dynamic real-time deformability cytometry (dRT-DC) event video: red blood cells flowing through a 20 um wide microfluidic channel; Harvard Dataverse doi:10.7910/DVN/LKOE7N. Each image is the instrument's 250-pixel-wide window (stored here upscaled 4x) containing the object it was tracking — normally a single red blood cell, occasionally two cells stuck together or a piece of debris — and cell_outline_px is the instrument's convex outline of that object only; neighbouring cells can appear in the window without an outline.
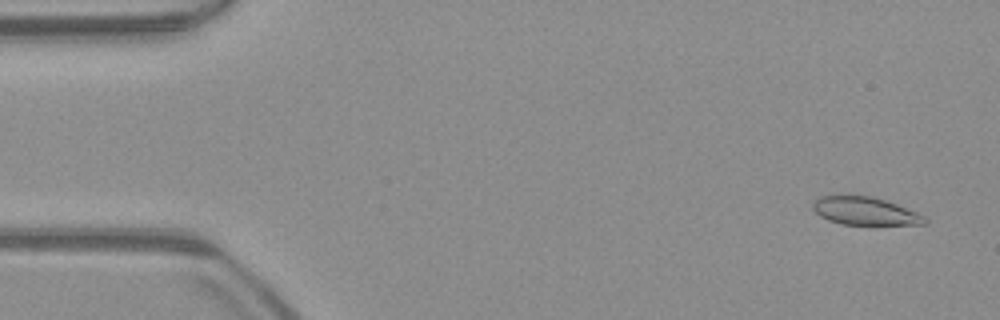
{"species": "common noctule bat (a hibernating species)", "species_latin": "Nyctalus noctula", "temperature_condition": "warm", "stored_images_in_passage": 52, "camera_frame_rate_fps": 3000, "um_per_image_px": 0.085, "animal": {"sex": "male", "body_mass_g": 23.1, "forearm_length_mm": 52.7}, "frame": {"image": 1, "passage_image": 3, "time_ms": 0.667, "image_size_px": [1000, 320], "cell_outline_px": [[928, 220], [924, 224], [844, 224], [828, 220], [820, 216], [812, 208], [812, 204], [820, 196], [868, 196], [884, 200], [896, 204], [916, 212], [924, 216]], "centroid_in_image_um": [73.5, 17.94], "position_along_channel_um": 11.5, "area_um2": 17.74}}
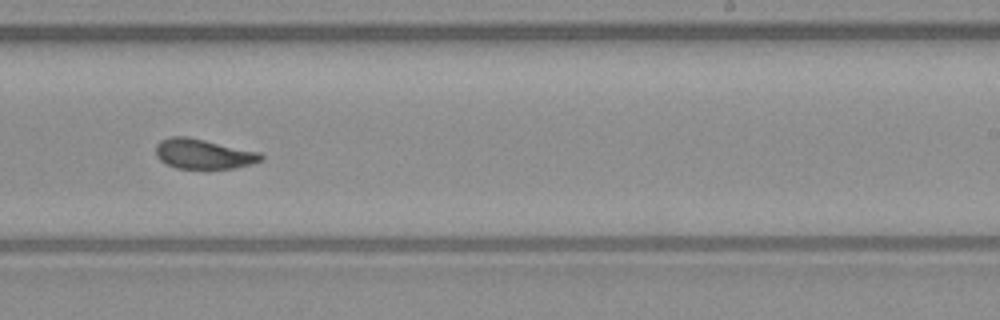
{"frame": {"image": 2, "passage_image": 32, "time_ms": 10.333, "image_size_px": [1000, 320], "cell_outline_px": [[264, 156], [260, 160], [252, 164], [236, 168], [176, 168], [160, 160], [156, 156], [156, 144], [160, 140], [172, 136], [188, 136], [260, 152]], "centroid_in_image_um": [17.28, 13.07], "position_along_channel_um": 271.7, "area_um2": 18.32}}
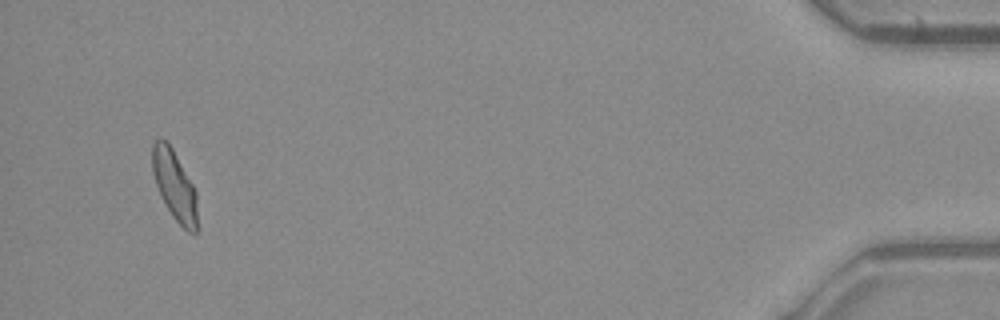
{"frame": {"image": 3, "passage_image": 50, "time_ms": 16.333, "image_size_px": [1000, 320], "cell_outline_px": [[200, 228], [196, 232], [188, 232], [172, 216], [160, 196], [152, 172], [152, 144], [160, 136], [168, 140], [192, 184], [196, 192]], "centroid_in_image_um": [14.85, 15.77], "position_along_channel_um": 420.3, "area_um2": 18.79}, "authors_computed_cell_mechanics": {"area_um2": 18.785, "velocity_mm_per_s": 3.9289, "shape_relaxation_time_tau1_ms": 3.4506, "shape_relaxation_time_tau2_ms": 1.27, "deformation_change_tau1": 0.1389, "deformation_change_tau2": 0.0795}}